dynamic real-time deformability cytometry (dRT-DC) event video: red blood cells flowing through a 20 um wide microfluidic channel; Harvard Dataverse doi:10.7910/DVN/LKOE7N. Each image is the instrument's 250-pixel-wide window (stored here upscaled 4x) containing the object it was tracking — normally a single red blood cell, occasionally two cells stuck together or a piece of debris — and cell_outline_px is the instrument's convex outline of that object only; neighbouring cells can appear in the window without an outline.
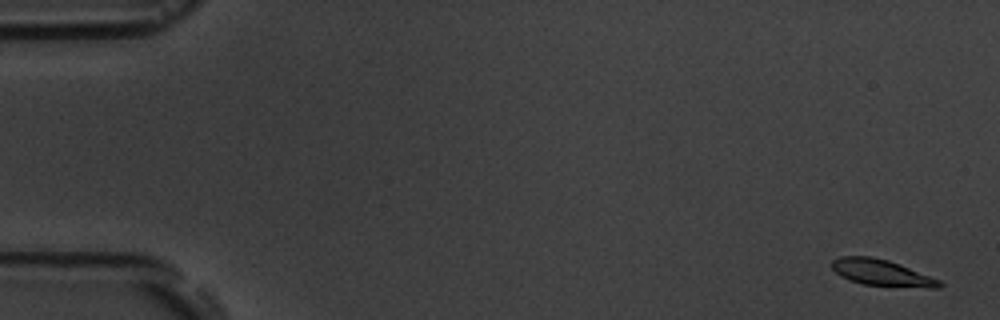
{"species": "common noctule bat (a hibernating species)", "species_latin": "Nyctalus noctula", "temperature_condition": "room temperature", "stored_images_in_passage": 5, "camera_frame_rate_fps": 3000, "um_per_image_px": 0.085, "animal": {"sex": "male", "body_mass_g": 19.5, "forearm_length_mm": 54.6}, "frame": {"image": 1, "passage_image": 1, "time_ms": 0.0, "image_size_px": [1000, 320], "cell_outline_px": [[944, 284], [940, 288], [928, 288], [864, 284], [840, 276], [832, 268], [832, 260], [840, 256], [872, 256], [888, 260], [900, 264], [940, 280]], "centroid_in_image_um": [74.96, 23.17], "position_along_channel_um": 10.0, "area_um2": 16.36}}
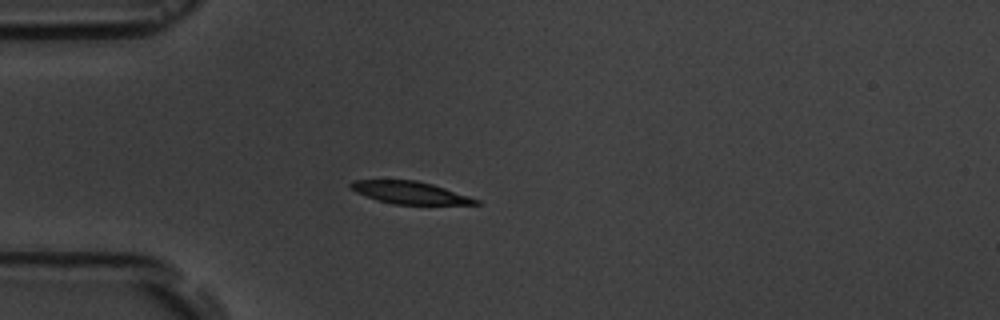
{"frame": {"image": 2, "passage_image": 5, "time_ms": 4.667, "image_size_px": [1000, 320], "cell_outline_px": [[480, 204], [392, 204], [376, 200], [356, 192], [348, 184], [352, 180], [416, 180], [432, 184], [480, 200]], "centroid_in_image_um": [34.8, 16.37], "position_along_channel_um": 50.2, "area_um2": 16.13}}